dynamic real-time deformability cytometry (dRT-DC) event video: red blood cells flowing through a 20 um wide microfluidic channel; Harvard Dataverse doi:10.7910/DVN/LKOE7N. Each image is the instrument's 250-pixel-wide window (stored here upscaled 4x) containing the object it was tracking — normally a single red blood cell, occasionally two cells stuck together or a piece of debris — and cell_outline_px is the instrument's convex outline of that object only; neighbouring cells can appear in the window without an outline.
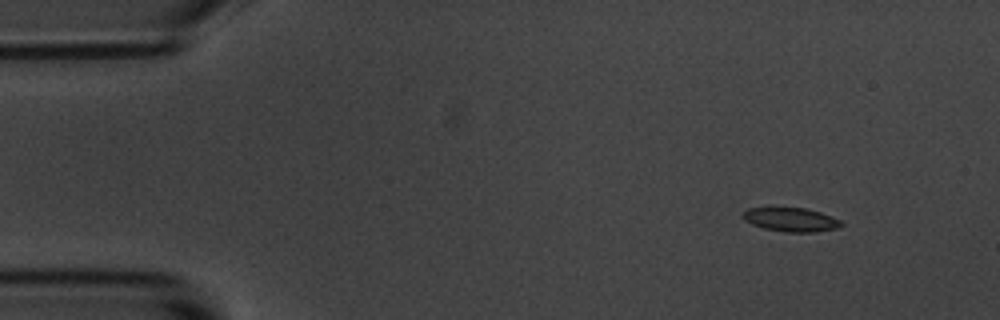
{"species": "common noctule bat (a hibernating species)", "species_latin": "Nyctalus noctula", "temperature_condition": "room temperature", "stored_images_in_passage": 5, "camera_frame_rate_fps": 3000, "um_per_image_px": 0.085, "animal": {"sex": "male", "body_mass_g": 20.1, "forearm_length_mm": 53.5}, "frame": {"image": 1, "passage_image": 2, "time_ms": 1.0, "image_size_px": [1000, 320], "cell_outline_px": [[844, 224], [836, 228], [816, 232], [784, 232], [764, 228], [752, 224], [744, 220], [744, 212], [748, 208], [804, 208], [820, 212], [832, 216], [840, 220]], "centroid_in_image_um": [67.26, 18.67], "position_along_channel_um": 17.7, "area_um2": 13.53}}